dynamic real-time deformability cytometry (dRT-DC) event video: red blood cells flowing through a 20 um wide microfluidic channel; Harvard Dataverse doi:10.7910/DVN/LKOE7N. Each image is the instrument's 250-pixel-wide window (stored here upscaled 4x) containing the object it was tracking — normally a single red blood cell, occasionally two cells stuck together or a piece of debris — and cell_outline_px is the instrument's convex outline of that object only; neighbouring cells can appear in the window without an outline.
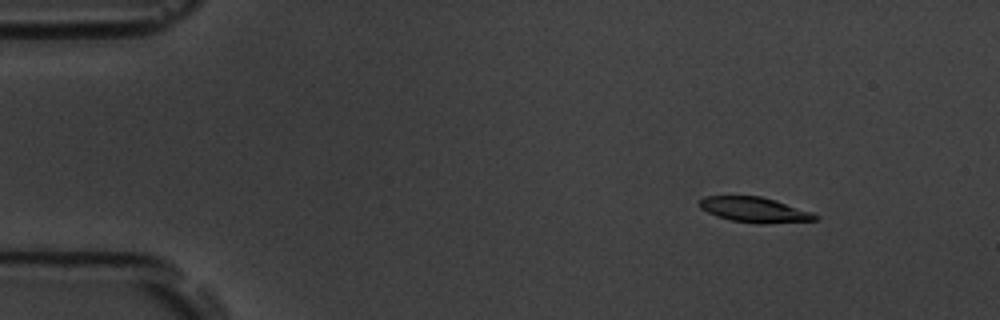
{"species": "common noctule bat (a hibernating species)", "species_latin": "Nyctalus noctula", "temperature_condition": "room temperature", "stored_images_in_passage": 53, "camera_frame_rate_fps": 3000, "um_per_image_px": 0.085, "animal": {"sex": "male", "body_mass_g": 19.5, "forearm_length_mm": 54.6}, "frame": {"image": 1, "passage_image": 6, "time_ms": 1.667, "image_size_px": [1000, 320], "cell_outline_px": [[820, 220], [764, 224], [760, 224], [732, 220], [716, 216], [700, 208], [700, 200], [704, 196], [760, 196], [776, 200], [812, 212], [820, 216]], "centroid_in_image_um": [64.19, 17.83], "position_along_channel_um": 20.8, "area_um2": 17.05}}
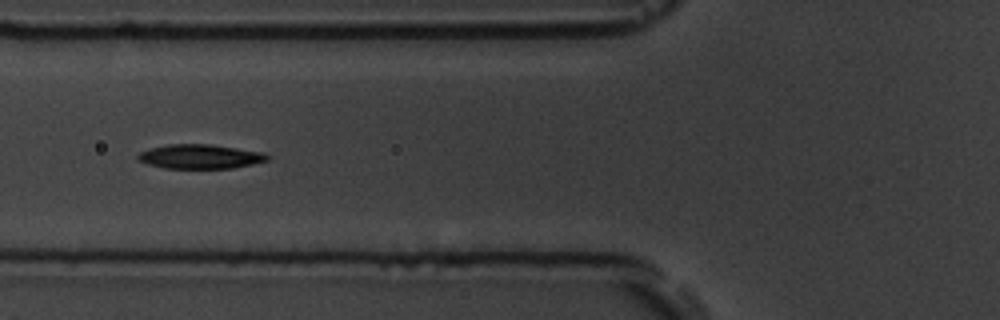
{"frame": {"image": 2, "passage_image": 20, "time_ms": 6.333, "image_size_px": [1000, 320], "cell_outline_px": [[272, 156], [268, 160], [252, 164], [232, 168], [164, 168], [148, 164], [136, 160], [136, 156], [140, 152], [148, 148], [168, 144], [208, 144], [264, 152]], "centroid_in_image_um": [16.99, 13.3], "position_along_channel_um": 108.8, "area_um2": 18.44}}
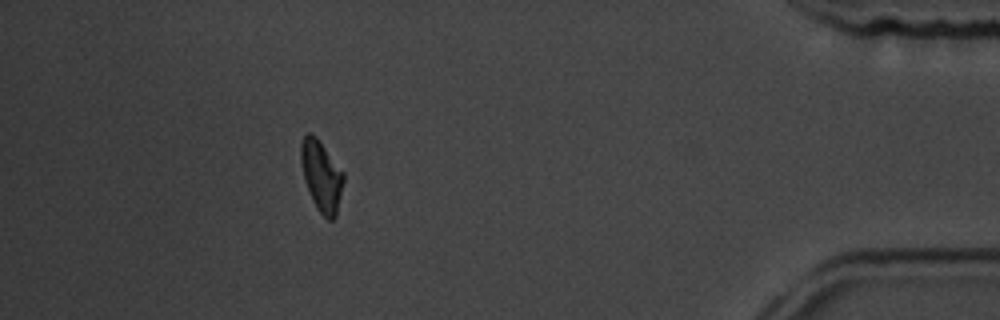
{"frame": {"image": 3, "passage_image": 48, "time_ms": 15.667, "image_size_px": [1000, 320], "cell_outline_px": [[344, 180], [336, 216], [332, 220], [328, 220], [316, 208], [312, 200], [304, 180], [300, 160], [300, 144], [304, 136], [308, 132], [316, 136], [344, 172]], "centroid_in_image_um": [27.31, 14.95], "position_along_channel_um": 407.9, "area_um2": 17.63}, "authors_computed_cell_mechanics": {"area_um2": 17.9758, "velocity_mm_per_s": 3.7689, "shape_relaxation_time_tau1_ms": 3.2632, "shape_relaxation_time_tau2_ms": 5.0959, "deformation_change_tau1": 0.1399, "deformation_change_tau2": 0.1103}}